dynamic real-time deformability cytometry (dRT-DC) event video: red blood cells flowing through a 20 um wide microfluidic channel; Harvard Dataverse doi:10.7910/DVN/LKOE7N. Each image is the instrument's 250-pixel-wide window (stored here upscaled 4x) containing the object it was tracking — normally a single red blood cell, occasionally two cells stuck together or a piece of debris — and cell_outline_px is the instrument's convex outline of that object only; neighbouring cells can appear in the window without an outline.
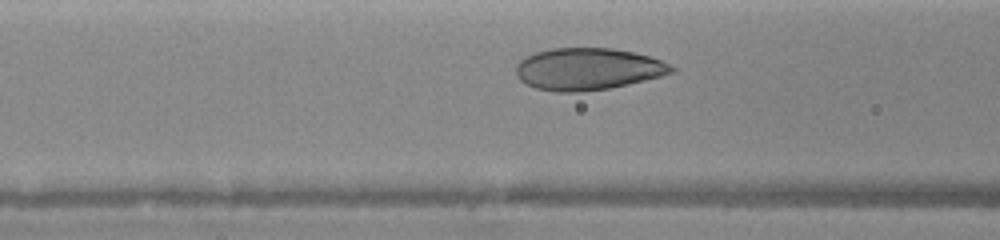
{"species": "human", "species_latin": "Homo sapiens", "temperature_condition": "warm", "stored_images_in_passage": 15, "camera_frame_rate_fps": 3000, "um_per_image_px": 0.085, "donor": {"sex": "female"}, "frame": {"image": 1, "passage_image": 7, "time_ms": 2.333, "image_size_px": [1000, 240], "cell_outline_px": [[676, 72], [628, 84], [608, 88], [576, 92], [556, 92], [536, 88], [520, 80], [516, 72], [516, 64], [524, 56], [536, 52], [552, 48], [612, 48], [632, 52], [648, 56], [660, 60], [676, 68]], "centroid_in_image_um": [49.95, 5.86], "position_along_channel_um": 116.7, "area_um2": 37.86}}
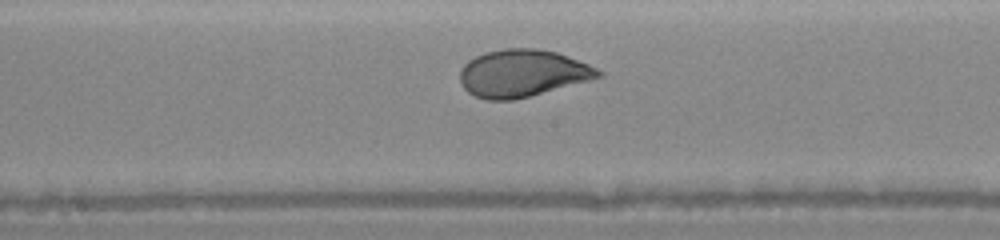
{"frame": {"image": 2, "passage_image": 13, "time_ms": 4.333, "image_size_px": [1000, 240], "cell_outline_px": [[604, 76], [592, 80], [512, 100], [488, 100], [476, 96], [468, 92], [460, 84], [460, 68], [468, 60], [484, 52], [504, 48], [536, 48], [556, 52], [568, 56], [588, 64], [604, 72]], "centroid_in_image_um": [44.41, 6.22], "position_along_channel_um": 203.8, "area_um2": 38.21}}
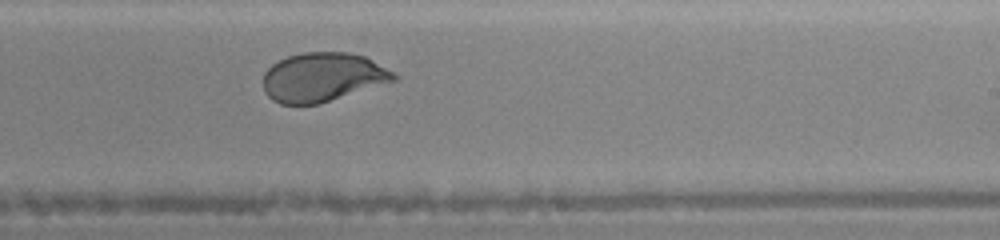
{"frame": {"image": 3, "passage_image": 15, "time_ms": 5.667, "image_size_px": [1000, 240], "cell_outline_px": [[400, 76], [396, 80], [320, 104], [280, 104], [272, 100], [264, 92], [264, 72], [272, 64], [288, 56], [304, 52], [348, 52], [364, 56], [396, 72]], "centroid_in_image_um": [27.45, 6.56], "position_along_channel_um": 261.6, "area_um2": 37.45}}